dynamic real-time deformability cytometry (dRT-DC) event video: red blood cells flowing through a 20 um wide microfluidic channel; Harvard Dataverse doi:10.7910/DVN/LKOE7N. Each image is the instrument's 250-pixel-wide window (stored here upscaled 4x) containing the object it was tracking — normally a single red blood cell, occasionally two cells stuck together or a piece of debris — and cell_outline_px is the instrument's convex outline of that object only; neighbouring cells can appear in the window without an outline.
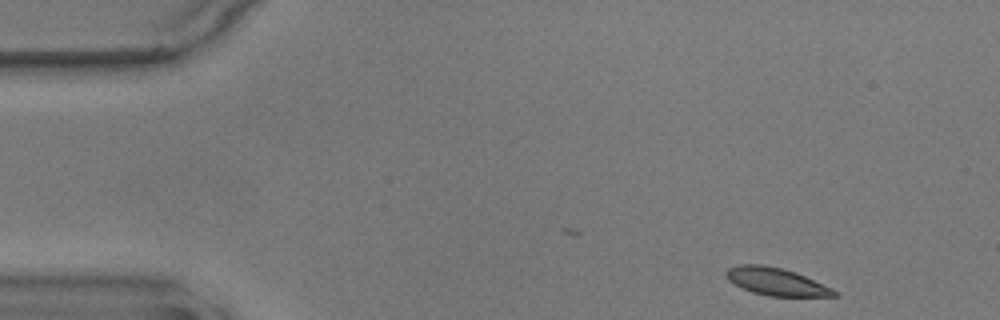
{"species": "common noctule bat (a hibernating species)", "species_latin": "Nyctalus noctula", "temperature_condition": "warm", "stored_images_in_passage": 4, "camera_frame_rate_fps": 3000, "um_per_image_px": 0.085, "animal": {"sex": "male", "body_mass_g": 17.9}, "frame": {"image": 1, "passage_image": 1, "time_ms": 0.0, "image_size_px": [1000, 320], "cell_outline_px": [[840, 296], [768, 296], [752, 292], [728, 280], [724, 276], [724, 272], [728, 268], [740, 264], [764, 264], [796, 272], [832, 288], [840, 292]], "centroid_in_image_um": [65.98, 23.93], "position_along_channel_um": 19.0, "area_um2": 17.4}}